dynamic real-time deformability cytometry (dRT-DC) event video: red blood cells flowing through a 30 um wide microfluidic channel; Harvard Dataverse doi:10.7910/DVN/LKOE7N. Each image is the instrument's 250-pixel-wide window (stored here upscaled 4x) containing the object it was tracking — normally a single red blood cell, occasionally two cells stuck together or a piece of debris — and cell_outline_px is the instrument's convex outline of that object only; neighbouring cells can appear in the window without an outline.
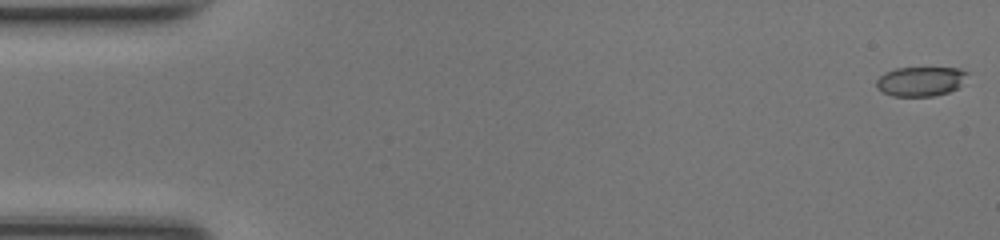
{"species": "common noctule bat (a hibernating species)", "species_latin": "Nyctalus noctula", "temperature_condition": "room temperature", "stored_images_in_passage": 48, "camera_frame_rate_fps": 3000, "um_per_image_px": 0.085, "animal": {"sex": "female", "body_mass_g": 17.0, "forearm_length_mm": 48.0}, "frame": {"image": 1, "passage_image": 1, "time_ms": 0.0, "image_size_px": [1000, 240], "cell_outline_px": [[968, 72], [960, 84], [956, 88], [948, 92], [936, 96], [892, 96], [876, 88], [876, 80], [884, 72], [896, 68], [960, 68]], "centroid_in_image_um": [78.21, 6.91], "position_along_channel_um": 6.8, "area_um2": 15.55}}
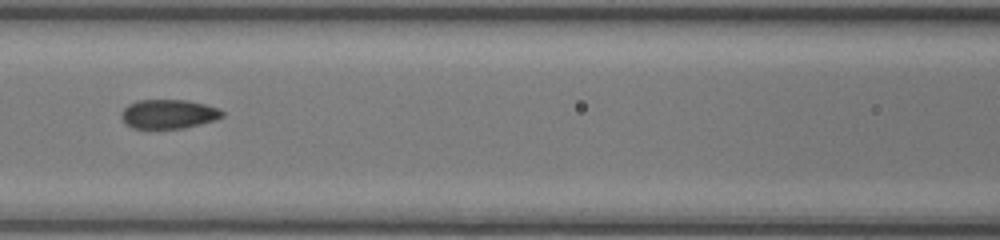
{"frame": {"image": 2, "passage_image": 22, "time_ms": 7.0, "image_size_px": [1000, 240], "cell_outline_px": [[224, 116], [216, 120], [184, 128], [132, 128], [120, 116], [120, 112], [128, 104], [136, 100], [188, 100], [220, 108], [224, 112]], "centroid_in_image_um": [14.35, 9.68], "position_along_channel_um": 152.3, "area_um2": 17.22}}
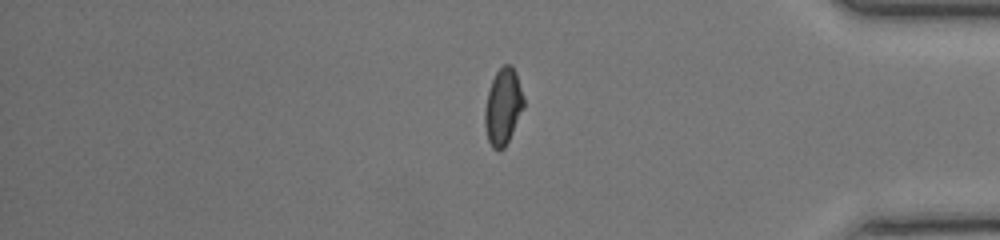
{"frame": {"image": 3, "passage_image": 41, "time_ms": 13.333, "image_size_px": [1000, 240], "cell_outline_px": [[524, 108], [504, 148], [492, 148], [488, 140], [484, 124], [484, 112], [488, 92], [492, 80], [496, 72], [504, 64], [512, 64], [516, 72], [524, 100]], "centroid_in_image_um": [42.75, 9.04], "position_along_channel_um": 392.4, "area_um2": 17.11}, "authors_computed_cell_mechanics": {"area_um2": 17.1666, "velocity_mm_per_s": 4.2494, "shape_relaxation_time_tau1_ms": 8.4402, "shape_relaxation_time_tau2_ms": 0.9671, "deformation_change_tau1": 0.2078, "deformation_change_tau2": 0.0477}}